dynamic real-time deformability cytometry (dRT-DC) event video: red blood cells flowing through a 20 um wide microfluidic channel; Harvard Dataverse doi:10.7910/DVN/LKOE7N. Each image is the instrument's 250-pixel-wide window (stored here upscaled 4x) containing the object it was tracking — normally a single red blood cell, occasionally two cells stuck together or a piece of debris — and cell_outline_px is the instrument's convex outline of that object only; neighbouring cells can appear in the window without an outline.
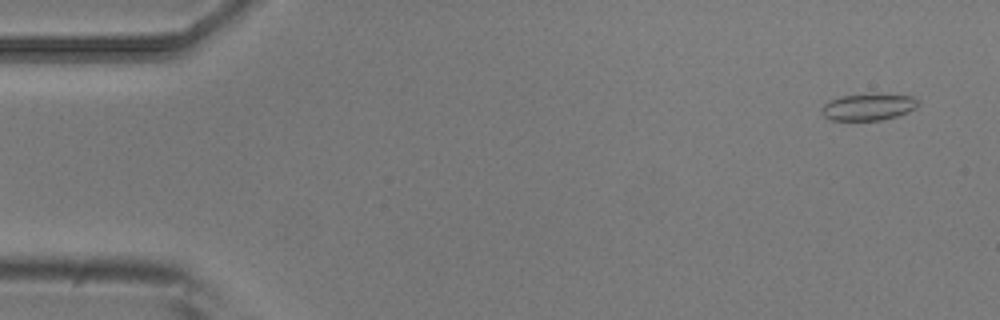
{"species": "common noctule bat (a hibernating species)", "species_latin": "Nyctalus noctula", "temperature_condition": "room temperature", "stored_images_in_passage": 5, "camera_frame_rate_fps": 3000, "um_per_image_px": 0.085, "animal": {"sex": "male", "body_mass_g": 20.5, "forearm_length_mm": 52.5}, "frame": {"image": 1, "passage_image": 1, "time_ms": 0.0, "image_size_px": [1000, 320], "cell_outline_px": [[916, 108], [896, 116], [884, 120], [832, 120], [824, 116], [820, 112], [820, 108], [824, 104], [832, 100], [844, 96], [912, 96], [916, 100]], "centroid_in_image_um": [73.74, 9.14], "position_along_channel_um": 11.3, "area_um2": 14.16}}